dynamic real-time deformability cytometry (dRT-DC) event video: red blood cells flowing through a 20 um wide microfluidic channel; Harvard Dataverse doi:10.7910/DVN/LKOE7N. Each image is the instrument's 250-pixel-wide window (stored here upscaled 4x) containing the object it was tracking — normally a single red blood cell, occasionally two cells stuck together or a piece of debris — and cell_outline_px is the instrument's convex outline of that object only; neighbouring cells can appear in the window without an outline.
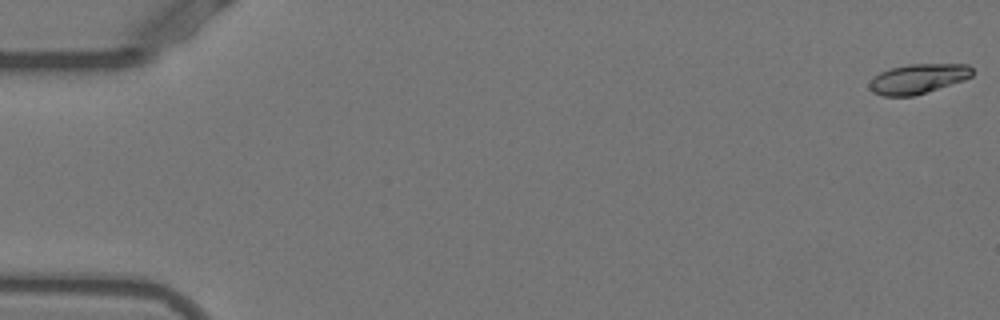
{"species": "Egyptian fruit bat (a non-hibernating species)", "species_latin": "Rousettus aegyptiacus", "temperature_condition": "warm", "stored_images_in_passage": 46, "camera_frame_rate_fps": 3000, "um_per_image_px": 0.085, "animal": {"sex": "female"}, "frame": {"image": 1, "passage_image": 1, "time_ms": 0.0, "image_size_px": [1000, 320], "cell_outline_px": [[972, 76], [964, 80], [912, 96], [884, 96], [872, 92], [868, 88], [868, 84], [880, 72], [892, 68], [908, 64], [968, 64], [972, 68]], "centroid_in_image_um": [78.02, 6.69], "position_along_channel_um": 7.0, "area_um2": 17.63}}
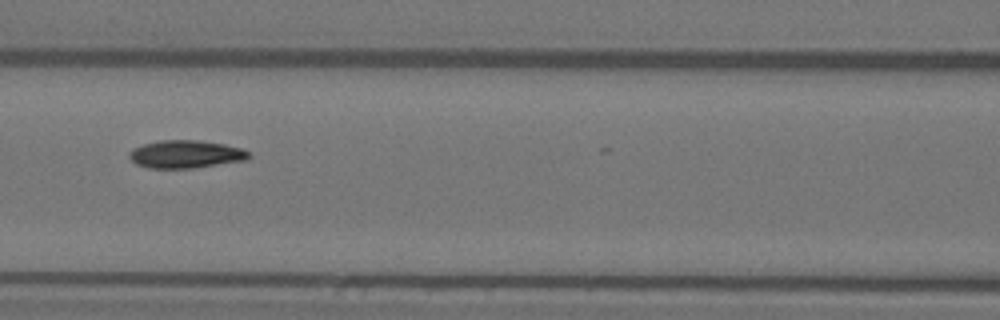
{"frame": {"image": 2, "passage_image": 24, "time_ms": 7.667, "image_size_px": [1000, 320], "cell_outline_px": [[252, 156], [248, 160], [192, 168], [148, 168], [136, 164], [128, 156], [128, 152], [132, 148], [144, 144], [160, 140], [200, 140], [224, 144], [244, 148]], "centroid_in_image_um": [15.8, 13.1], "position_along_channel_um": 150.8, "area_um2": 19.59}}
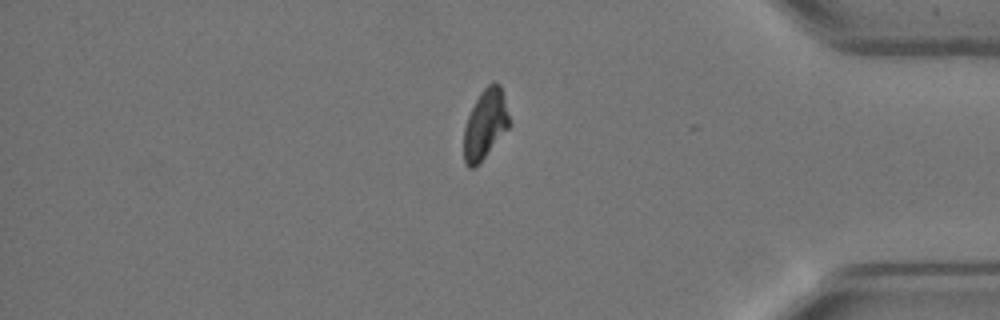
{"frame": {"image": 3, "passage_image": 45, "time_ms": 14.667, "image_size_px": [1000, 320], "cell_outline_px": [[508, 128], [484, 156], [472, 168], [468, 168], [464, 160], [464, 128], [468, 116], [480, 92], [492, 80], [496, 80], [500, 84], [508, 116]], "centroid_in_image_um": [41.22, 10.51], "position_along_channel_um": 394.0, "area_um2": 17.8}, "authors_computed_cell_mechanics": {"area_um2": 18.9006, "velocity_mm_per_s": 3.8698, "shape_relaxation_time_tau1_ms": 4.3208, "shape_relaxation_time_tau2_ms": 2.0398, "deformation_change_tau1": 0.1836, "deformation_change_tau2": 0.0689}}